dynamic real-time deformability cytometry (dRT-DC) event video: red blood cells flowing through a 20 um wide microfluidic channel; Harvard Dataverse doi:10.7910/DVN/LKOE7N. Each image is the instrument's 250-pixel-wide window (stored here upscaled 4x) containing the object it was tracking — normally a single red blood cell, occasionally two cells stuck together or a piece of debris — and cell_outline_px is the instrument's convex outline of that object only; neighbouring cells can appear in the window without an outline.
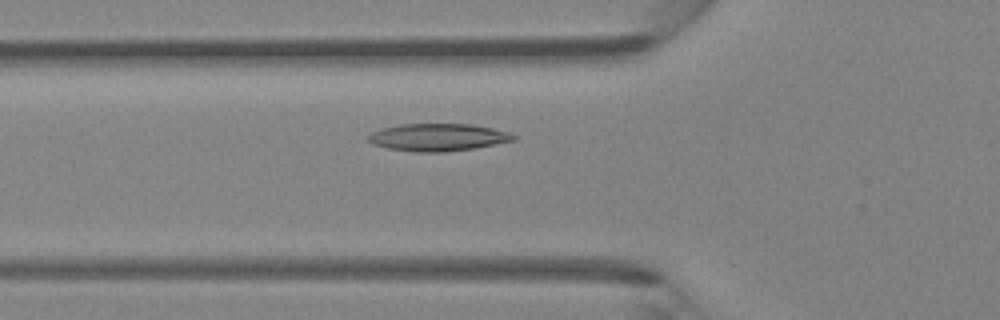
{"species": "Egyptian fruit bat (a non-hibernating species)", "species_latin": "Rousettus aegyptiacus", "temperature_condition": "room temperature", "stored_images_in_passage": 41, "camera_frame_rate_fps": 3000, "um_per_image_px": 0.085, "animal": {"sex": "female"}, "frame": {"image": 1, "passage_image": 12, "time_ms": 3.667, "image_size_px": [1000, 320], "cell_outline_px": [[516, 140], [472, 148], [444, 152], [416, 152], [388, 148], [372, 144], [368, 140], [368, 136], [372, 132], [380, 128], [400, 124], [472, 124], [492, 128], [516, 136]], "centroid_in_image_um": [37.17, 11.66], "position_along_channel_um": 88.6, "area_um2": 23.0}}
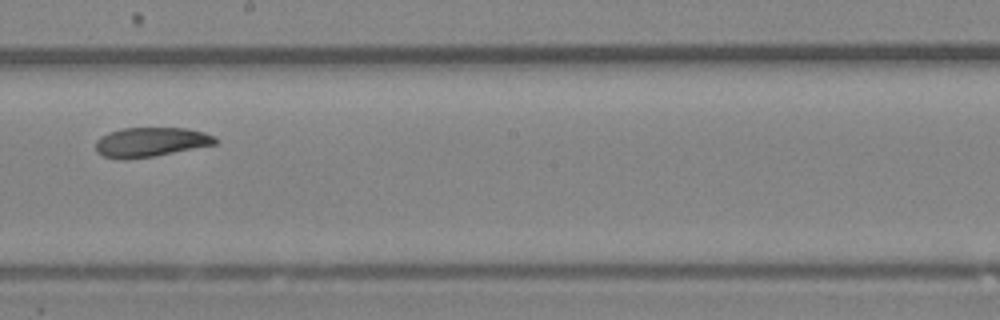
{"frame": {"image": 2, "passage_image": 22, "time_ms": 7.0, "image_size_px": [1000, 320], "cell_outline_px": [[216, 144], [152, 156], [124, 160], [104, 156], [96, 152], [96, 140], [100, 136], [108, 132], [124, 128], [188, 128], [204, 132], [216, 136]], "centroid_in_image_um": [12.78, 12.07], "position_along_channel_um": 235.4, "area_um2": 20.46}}
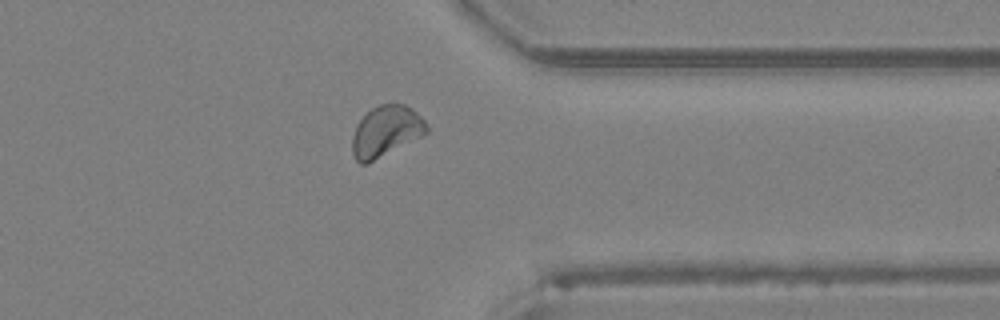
{"frame": {"image": 3, "passage_image": 32, "time_ms": 10.333, "image_size_px": [1000, 320], "cell_outline_px": [[428, 132], [368, 164], [360, 164], [356, 160], [352, 152], [352, 136], [356, 124], [372, 108], [380, 104], [404, 104], [412, 108], [424, 120], [428, 128]], "centroid_in_image_um": [32.78, 11.17], "position_along_channel_um": 378.6, "area_um2": 21.91}}